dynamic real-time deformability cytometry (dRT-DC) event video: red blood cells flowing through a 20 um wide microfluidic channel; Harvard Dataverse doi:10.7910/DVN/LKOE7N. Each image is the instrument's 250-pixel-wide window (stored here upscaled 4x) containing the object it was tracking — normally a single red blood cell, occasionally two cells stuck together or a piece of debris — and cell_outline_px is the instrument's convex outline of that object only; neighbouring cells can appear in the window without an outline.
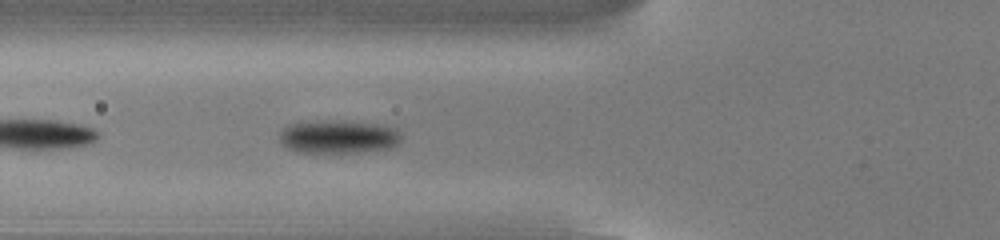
{"species": "common noctule bat (a hibernating species)", "species_latin": "Nyctalus noctula", "temperature_condition": "cold", "stored_images_in_passage": 21, "camera_frame_rate_fps": 3000, "um_per_image_px": 0.085, "animal": {"sex": "male", "body_mass_g": 13.0, "forearm_length_mm": 53.1}, "frame": {"image": 1, "passage_image": 5, "time_ms": 1.333, "image_size_px": [1000, 240], "cell_outline_px": [[400, 140], [396, 148], [360, 152], [296, 152], [280, 144], [280, 132], [288, 124], [380, 124], [392, 128], [400, 136]], "centroid_in_image_um": [28.78, 11.71], "position_along_channel_um": 97.0, "area_um2": 22.2}}
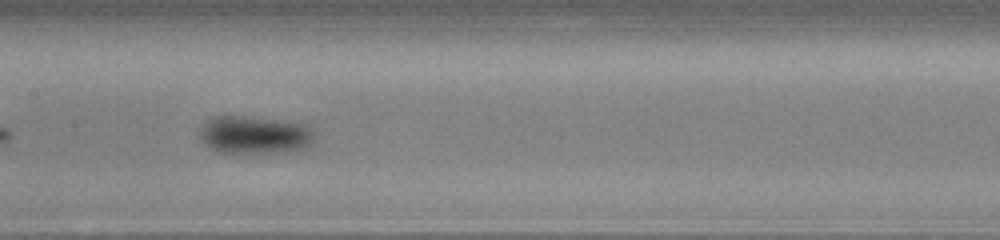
{"frame": {"image": 2, "passage_image": 12, "time_ms": 3.667, "image_size_px": [1000, 240], "cell_outline_px": [[312, 140], [304, 148], [284, 152], [216, 152], [208, 148], [196, 136], [200, 128], [212, 116], [244, 116], [308, 124], [312, 136]], "centroid_in_image_um": [21.53, 11.46], "position_along_channel_um": 185.9, "area_um2": 25.2}}
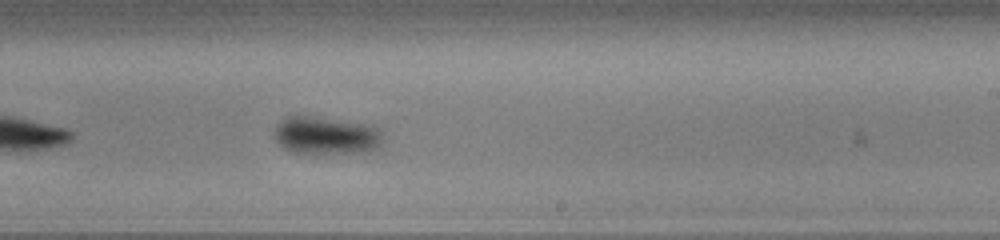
{"frame": {"image": 3, "passage_image": 18, "time_ms": 5.667, "image_size_px": [1000, 240], "cell_outline_px": [[380, 144], [376, 148], [364, 152], [292, 152], [284, 148], [272, 136], [276, 124], [284, 116], [308, 116], [376, 124], [380, 128]], "centroid_in_image_um": [27.69, 11.47], "position_along_channel_um": 261.3, "area_um2": 23.87}}